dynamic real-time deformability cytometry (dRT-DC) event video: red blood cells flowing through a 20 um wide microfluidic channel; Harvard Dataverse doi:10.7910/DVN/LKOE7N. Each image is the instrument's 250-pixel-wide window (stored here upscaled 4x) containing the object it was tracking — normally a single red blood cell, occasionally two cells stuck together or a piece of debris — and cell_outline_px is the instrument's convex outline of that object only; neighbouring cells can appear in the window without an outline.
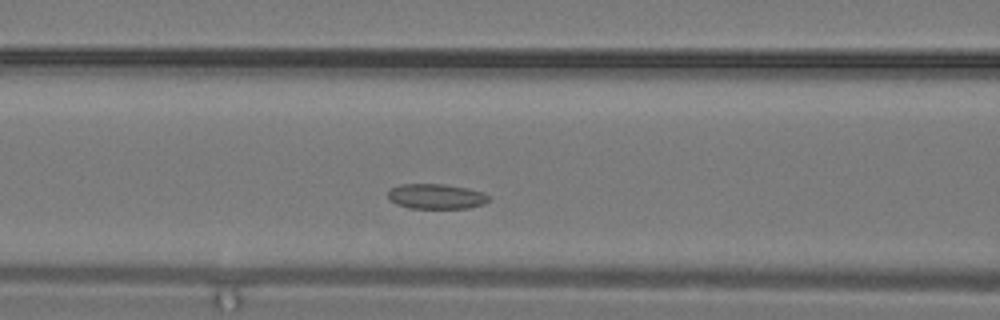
{"species": "common noctule bat (a hibernating species)", "species_latin": "Nyctalus noctula", "temperature_condition": "warm", "stored_images_in_passage": 9, "camera_frame_rate_fps": 3000, "um_per_image_px": 0.085, "animal": {"sex": "male", "body_mass_g": 19.2, "forearm_length_mm": 51.8}, "frame": {"image": 1, "passage_image": 7, "time_ms": 2.0, "image_size_px": [1000, 320], "cell_outline_px": [[488, 200], [484, 204], [468, 208], [408, 208], [396, 204], [388, 200], [388, 192], [392, 188], [400, 184], [444, 184], [468, 188], [484, 192], [488, 196]], "centroid_in_image_um": [37.06, 16.69], "position_along_channel_um": 129.5, "area_um2": 14.8}}
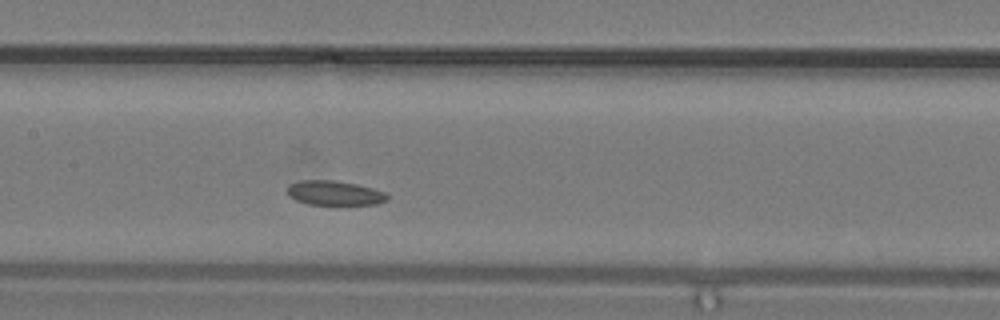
{"frame": {"image": 2, "passage_image": 9, "time_ms": 2.667, "image_size_px": [1000, 320], "cell_outline_px": [[388, 200], [376, 204], [308, 204], [296, 200], [288, 196], [288, 184], [300, 180], [332, 180], [356, 184], [388, 192]], "centroid_in_image_um": [28.44, 16.4], "position_along_channel_um": 179.0, "area_um2": 14.28}}